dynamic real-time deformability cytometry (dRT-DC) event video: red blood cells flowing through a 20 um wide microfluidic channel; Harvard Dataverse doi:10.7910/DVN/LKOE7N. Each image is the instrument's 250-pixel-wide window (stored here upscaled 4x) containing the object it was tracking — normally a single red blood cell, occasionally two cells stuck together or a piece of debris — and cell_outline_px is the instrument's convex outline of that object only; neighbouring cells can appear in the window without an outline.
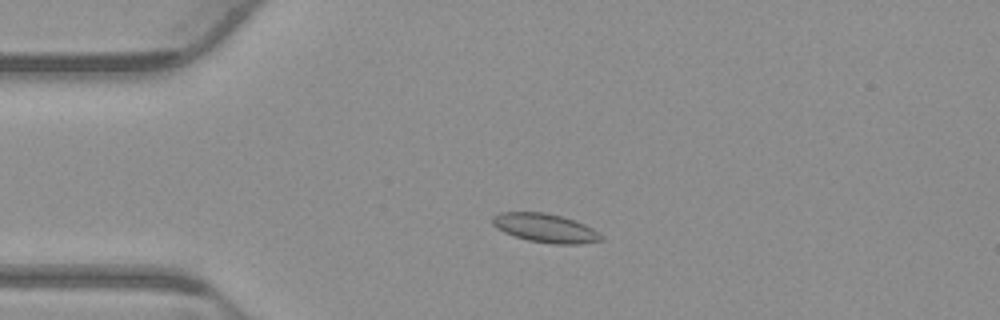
{"species": "common noctule bat (a hibernating species)", "species_latin": "Nyctalus noctula", "temperature_condition": "warm", "stored_images_in_passage": 52, "camera_frame_rate_fps": 3000, "um_per_image_px": 0.085, "animal": {"sex": "male", "body_mass_g": 23.1, "forearm_length_mm": 52.7}, "frame": {"image": 1, "passage_image": 11, "time_ms": 3.333, "image_size_px": [1000, 320], "cell_outline_px": [[604, 240], [580, 244], [552, 244], [528, 240], [504, 232], [496, 228], [492, 224], [492, 216], [500, 212], [544, 212], [560, 216], [584, 224], [600, 232], [604, 236]], "centroid_in_image_um": [46.36, 19.39], "position_along_channel_um": 38.6, "area_um2": 18.26}}
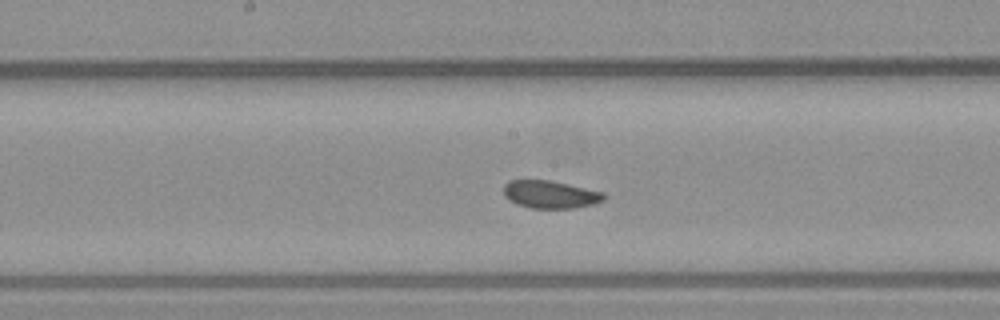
{"frame": {"image": 2, "passage_image": 26, "time_ms": 8.333, "image_size_px": [1000, 320], "cell_outline_px": [[604, 200], [592, 204], [572, 208], [532, 208], [516, 204], [504, 196], [504, 184], [508, 180], [548, 180], [568, 184], [604, 192]], "centroid_in_image_um": [46.74, 16.52], "position_along_channel_um": 201.5, "area_um2": 16.07}}
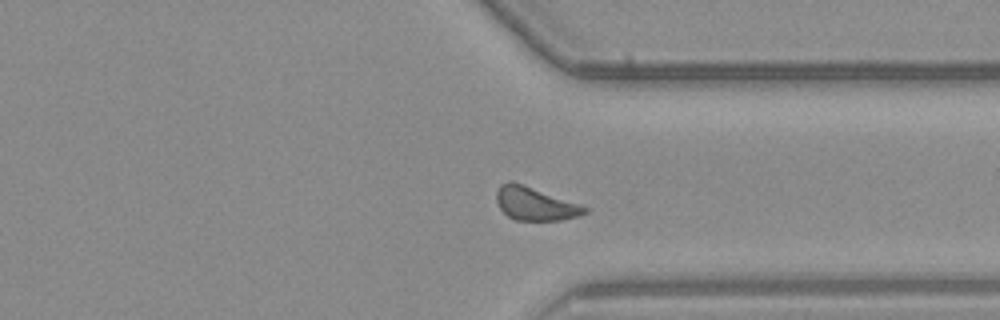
{"frame": {"image": 3, "passage_image": 39, "time_ms": 12.667, "image_size_px": [1000, 320], "cell_outline_px": [[588, 212], [576, 216], [560, 220], [516, 220], [508, 216], [500, 208], [496, 200], [496, 192], [500, 184], [508, 180], [512, 180], [524, 184], [580, 204], [588, 208]], "centroid_in_image_um": [45.45, 17.29], "position_along_channel_um": 366.0, "area_um2": 17.11}, "authors_computed_cell_mechanics": {"area_um2": 16.9065, "velocity_mm_per_s": 3.8165, "shape_relaxation_time_tau1_ms": 9.7397, "shape_relaxation_time_tau2_ms": null, "deformation_change_tau1": 0.0839, "deformation_change_tau2": null}}